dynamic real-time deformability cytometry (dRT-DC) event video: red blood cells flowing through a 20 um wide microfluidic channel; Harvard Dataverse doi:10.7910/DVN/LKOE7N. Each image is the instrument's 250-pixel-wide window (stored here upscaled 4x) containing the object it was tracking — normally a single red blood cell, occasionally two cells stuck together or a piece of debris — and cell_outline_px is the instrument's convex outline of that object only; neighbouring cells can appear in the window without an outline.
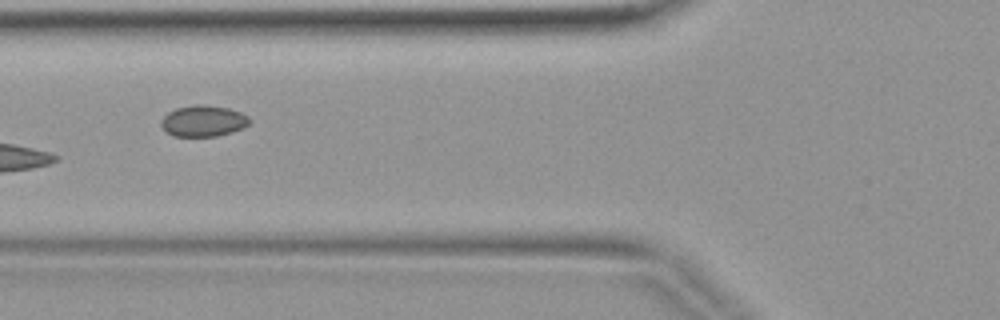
{"species": "common noctule bat (a hibernating species)", "species_latin": "Nyctalus noctula", "temperature_condition": "warm", "stored_images_in_passage": 4, "camera_frame_rate_fps": 3000, "um_per_image_px": 0.085, "animal": {"sex": "female", "body_mass_g": 19.9}, "frame": {"image": 1, "passage_image": 4, "time_ms": 1.0, "image_size_px": [1000, 320], "cell_outline_px": [[252, 120], [244, 128], [232, 132], [216, 136], [172, 136], [160, 124], [160, 120], [168, 112], [176, 108], [192, 104], [200, 104], [228, 108], [240, 112], [248, 116]], "centroid_in_image_um": [17.29, 10.27], "position_along_channel_um": 108.5, "area_um2": 16.13}}